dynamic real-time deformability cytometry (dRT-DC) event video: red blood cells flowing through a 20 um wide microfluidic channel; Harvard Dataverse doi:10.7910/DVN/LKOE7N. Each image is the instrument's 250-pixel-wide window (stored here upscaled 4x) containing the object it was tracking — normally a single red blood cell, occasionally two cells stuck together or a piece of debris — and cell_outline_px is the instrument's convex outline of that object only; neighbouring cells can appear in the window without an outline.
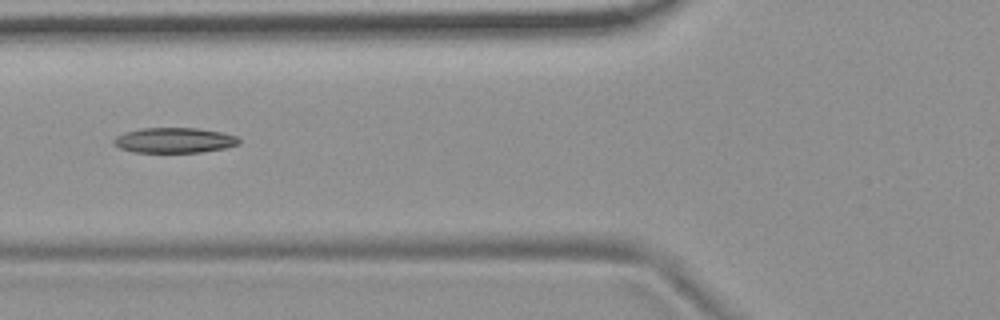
{"species": "common noctule bat (a hibernating species)", "species_latin": "Nyctalus noctula", "temperature_condition": "room temperature", "stored_images_in_passage": 8, "camera_frame_rate_fps": 3000, "um_per_image_px": 0.085, "animal": {"sex": "female", "body_mass_g": 19.9}, "frame": {"image": 1, "passage_image": 6, "time_ms": 1.667, "image_size_px": [1000, 320], "cell_outline_px": [[240, 144], [224, 148], [200, 152], [132, 152], [120, 148], [112, 144], [112, 140], [116, 136], [124, 132], [140, 128], [196, 128], [220, 132], [236, 136], [240, 140]], "centroid_in_image_um": [14.77, 11.92], "position_along_channel_um": 111.0, "area_um2": 18.44}}
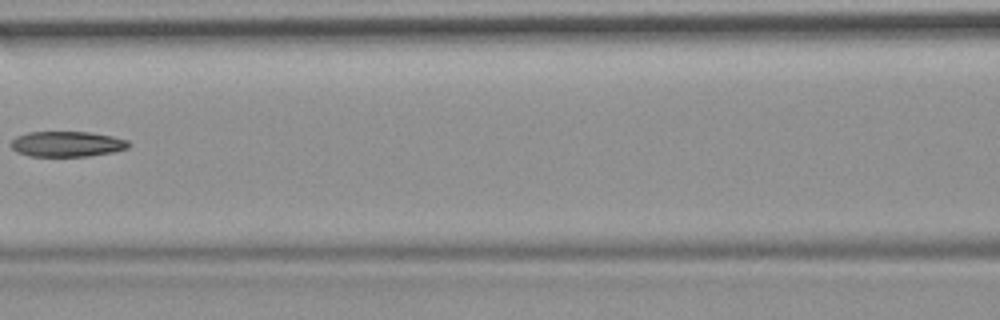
{"frame": {"image": 2, "passage_image": 7, "time_ms": 2.0, "image_size_px": [1000, 320], "cell_outline_px": [[132, 144], [128, 148], [112, 152], [88, 156], [32, 156], [16, 152], [12, 148], [12, 140], [16, 136], [28, 132], [88, 132], [112, 136], [128, 140]], "centroid_in_image_um": [5.72, 12.24], "position_along_channel_um": 160.9, "area_um2": 17.4}}